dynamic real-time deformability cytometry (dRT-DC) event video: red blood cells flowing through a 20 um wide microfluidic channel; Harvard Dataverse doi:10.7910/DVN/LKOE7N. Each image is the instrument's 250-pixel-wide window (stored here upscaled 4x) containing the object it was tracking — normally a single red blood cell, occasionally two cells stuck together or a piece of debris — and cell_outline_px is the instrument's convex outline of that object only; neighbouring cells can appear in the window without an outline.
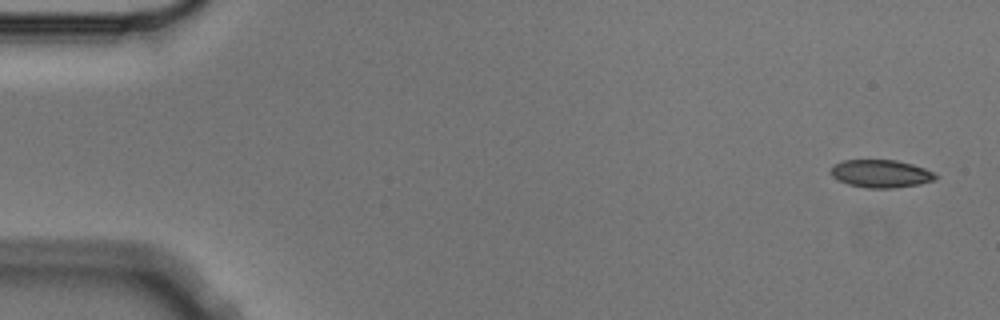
{"species": "Egyptian fruit bat (a non-hibernating species)", "species_latin": "Rousettus aegyptiacus", "temperature_condition": "cold", "stored_images_in_passage": 6, "camera_frame_rate_fps": 3000, "um_per_image_px": 0.085, "animal": {"sex": "male"}, "frame": {"image": 1, "passage_image": 1, "time_ms": 0.0, "image_size_px": [1000, 320], "cell_outline_px": [[936, 180], [920, 184], [892, 188], [868, 188], [848, 184], [832, 176], [828, 172], [836, 164], [844, 160], [896, 160], [912, 164], [936, 172]], "centroid_in_image_um": [74.9, 14.76], "position_along_channel_um": 10.1, "area_um2": 16.94}}
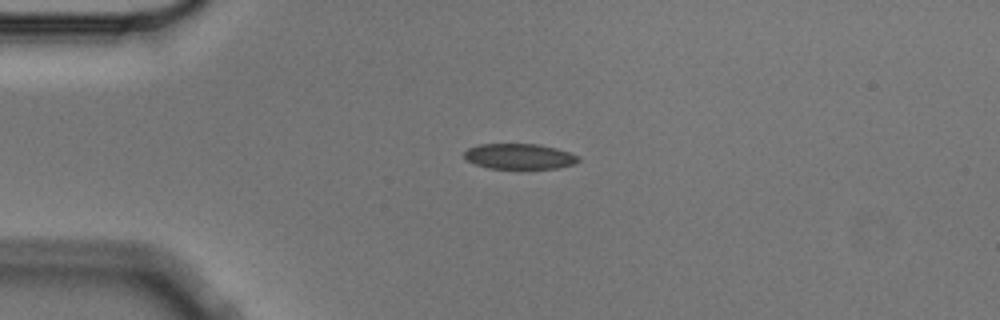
{"frame": {"image": 2, "passage_image": 4, "time_ms": 1.0, "image_size_px": [1000, 320], "cell_outline_px": [[580, 160], [572, 164], [560, 168], [488, 168], [476, 164], [468, 160], [464, 156], [464, 152], [468, 148], [480, 144], [540, 144], [556, 148], [580, 156]], "centroid_in_image_um": [44.16, 13.28], "position_along_channel_um": 40.8, "area_um2": 16.82}}
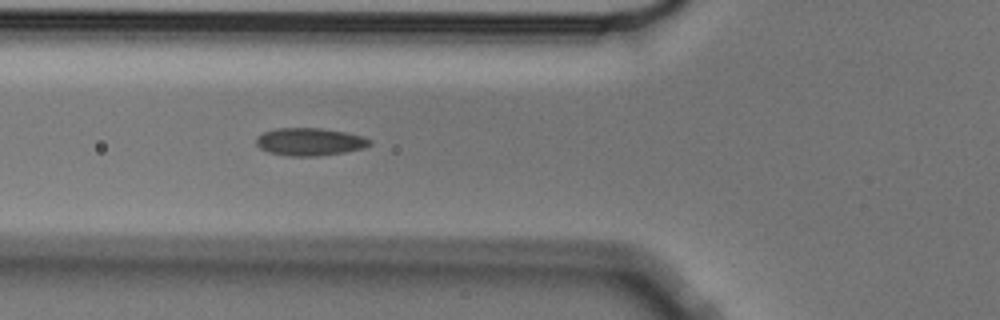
{"frame": {"image": 3, "passage_image": 6, "time_ms": 1.667, "image_size_px": [1000, 320], "cell_outline_px": [[372, 144], [364, 148], [344, 152], [316, 156], [288, 156], [268, 152], [260, 148], [256, 144], [256, 136], [264, 132], [276, 128], [320, 128], [344, 132], [360, 136], [372, 140]], "centroid_in_image_um": [26.3, 12.05], "position_along_channel_um": 99.5, "area_um2": 18.26}}